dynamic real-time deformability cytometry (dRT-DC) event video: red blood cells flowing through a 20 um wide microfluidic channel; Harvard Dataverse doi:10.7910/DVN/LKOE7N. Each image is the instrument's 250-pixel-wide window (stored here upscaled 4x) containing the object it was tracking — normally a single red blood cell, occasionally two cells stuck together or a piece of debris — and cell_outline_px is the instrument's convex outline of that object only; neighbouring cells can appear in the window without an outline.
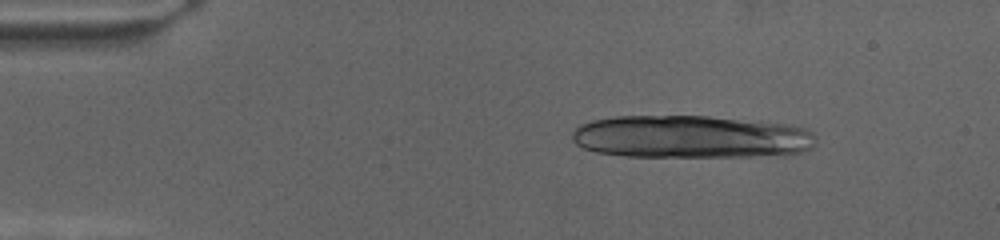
{"species": "human", "species_latin": "Homo sapiens", "temperature_condition": "cold", "stored_images_in_passage": 13, "camera_frame_rate_fps": 3000, "um_per_image_px": 0.085, "donor": {"sex": "female"}, "frame": {"image": 1, "passage_image": 2, "time_ms": 0.333, "image_size_px": [1000, 240], "cell_outline_px": [[816, 140], [812, 148], [800, 152], [784, 156], [624, 156], [596, 152], [584, 148], [576, 144], [572, 140], [572, 132], [580, 124], [592, 120], [616, 116], [708, 116], [760, 120], [784, 124], [804, 128], [812, 132], [816, 136]], "centroid_in_image_um": [58.76, 11.62], "position_along_channel_um": 26.2, "area_um2": 61.38}}